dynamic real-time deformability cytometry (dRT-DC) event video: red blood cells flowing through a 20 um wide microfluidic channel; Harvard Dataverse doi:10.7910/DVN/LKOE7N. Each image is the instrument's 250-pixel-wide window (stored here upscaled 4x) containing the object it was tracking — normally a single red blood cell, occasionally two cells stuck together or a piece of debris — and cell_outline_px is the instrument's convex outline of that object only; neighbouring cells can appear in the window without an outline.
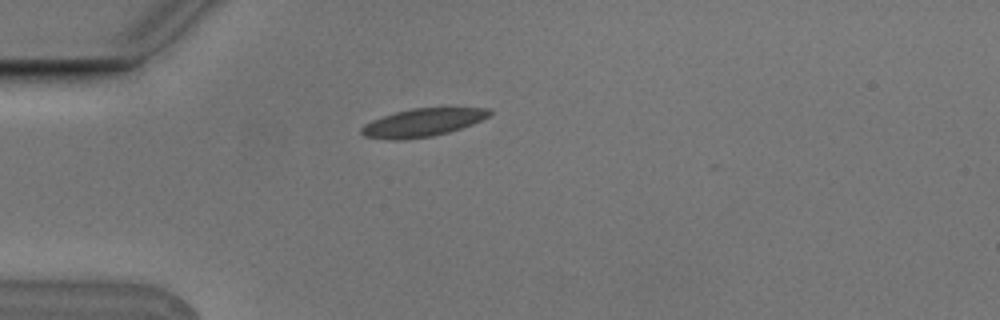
{"species": "Egyptian fruit bat (a non-hibernating species)", "species_latin": "Rousettus aegyptiacus", "temperature_condition": "cold", "stored_images_in_passage": 3, "camera_frame_rate_fps": 3000, "um_per_image_px": 0.085, "animal": {"sex": "male"}, "frame": {"image": 1, "passage_image": 1, "time_ms": 0.0, "image_size_px": [1000, 320], "cell_outline_px": [[492, 112], [488, 116], [472, 124], [448, 132], [432, 136], [400, 140], [392, 140], [364, 136], [360, 132], [360, 128], [364, 124], [372, 120], [396, 112], [412, 108], [492, 108]], "centroid_in_image_um": [35.9, 10.42], "position_along_channel_um": 49.1, "area_um2": 20.69}}